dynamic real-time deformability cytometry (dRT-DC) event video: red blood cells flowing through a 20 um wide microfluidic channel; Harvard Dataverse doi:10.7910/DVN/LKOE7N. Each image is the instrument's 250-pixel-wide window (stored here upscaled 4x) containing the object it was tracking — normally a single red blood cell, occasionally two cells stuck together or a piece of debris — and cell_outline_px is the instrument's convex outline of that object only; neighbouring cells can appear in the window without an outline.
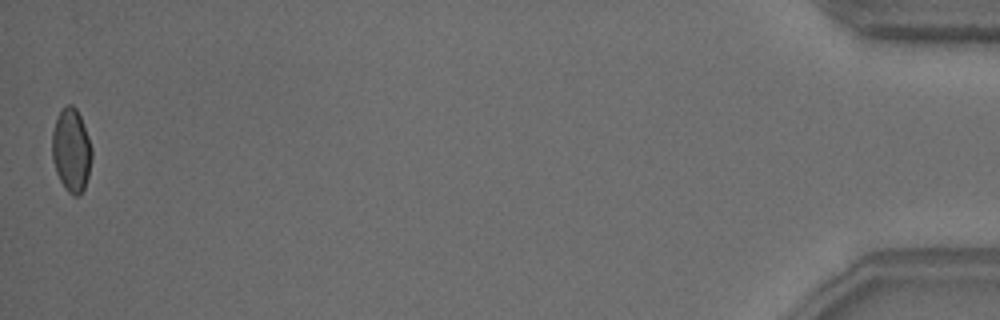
{"species": "common noctule bat (a hibernating species)", "species_latin": "Nyctalus noctula", "temperature_condition": "warm", "stored_images_in_passage": 40, "camera_frame_rate_fps": 3000, "um_per_image_px": 0.085, "animal": {"sex": "male", "body_mass_g": 18.8}, "frame": {"image": 1, "passage_image": 40, "time_ms": 13.0, "image_size_px": [1000, 320], "cell_outline_px": [[92, 156], [88, 176], [84, 188], [80, 196], [72, 196], [64, 188], [56, 172], [52, 160], [52, 132], [56, 116], [68, 104], [72, 104], [76, 108], [80, 116], [88, 136], [92, 148]], "centroid_in_image_um": [6.05, 12.79], "position_along_channel_um": 429.1, "area_um2": 19.42}, "authors_computed_cell_mechanics": {"area_um2": 19.4208, "velocity_mm_per_s": 3.8236, "shape_relaxation_time_tau1_ms": 7.6669, "shape_relaxation_time_tau2_ms": null, "deformation_change_tau1": 0.1423, "deformation_change_tau2": null}}